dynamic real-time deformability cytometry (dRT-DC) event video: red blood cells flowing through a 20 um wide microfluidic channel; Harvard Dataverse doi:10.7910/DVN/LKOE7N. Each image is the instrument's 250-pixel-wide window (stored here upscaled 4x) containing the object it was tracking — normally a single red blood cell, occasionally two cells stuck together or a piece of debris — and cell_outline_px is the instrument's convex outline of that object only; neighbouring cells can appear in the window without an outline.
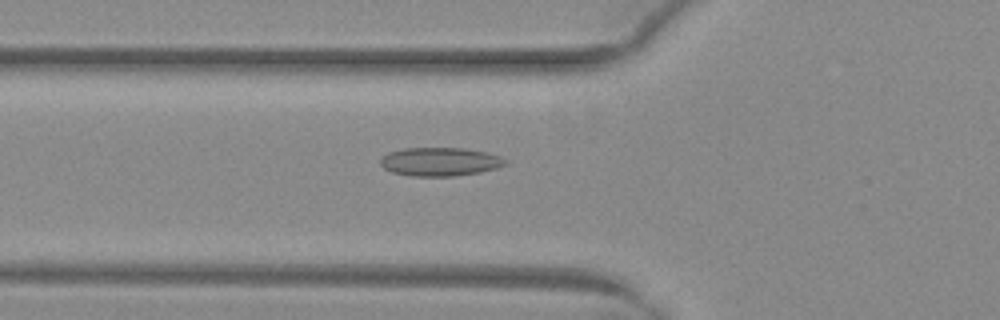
{"species": "common noctule bat (a hibernating species)", "species_latin": "Nyctalus noctula", "temperature_condition": "warm", "stored_images_in_passage": 47, "camera_frame_rate_fps": 3000, "um_per_image_px": 0.085, "animal": {"sex": "female", "body_mass_g": 29.2, "forearm_length_mm": 56.3}, "frame": {"image": 1, "passage_image": 15, "time_ms": 4.667, "image_size_px": [1000, 320], "cell_outline_px": [[508, 164], [496, 168], [480, 172], [456, 176], [412, 176], [392, 172], [384, 168], [380, 164], [380, 160], [388, 152], [404, 148], [464, 148], [484, 152], [500, 156], [508, 160]], "centroid_in_image_um": [37.42, 13.75], "position_along_channel_um": 88.4, "area_um2": 20.81}}
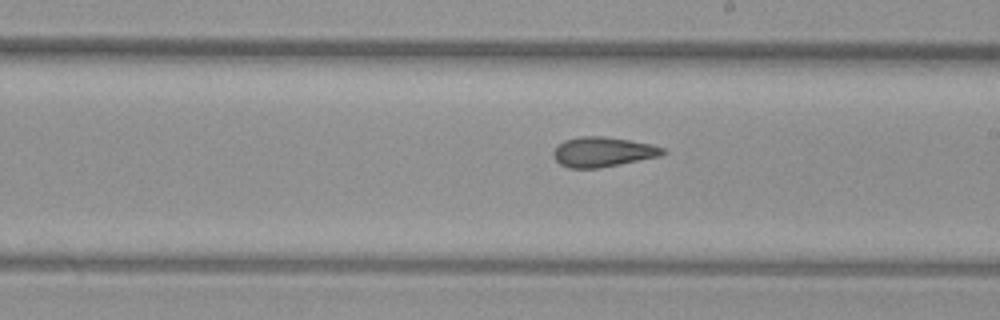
{"frame": {"image": 2, "passage_image": 26, "time_ms": 8.333, "image_size_px": [1000, 320], "cell_outline_px": [[664, 152], [660, 156], [600, 168], [568, 168], [560, 164], [552, 156], [552, 152], [564, 140], [580, 136], [604, 136], [652, 144], [664, 148]], "centroid_in_image_um": [51.21, 12.91], "position_along_channel_um": 237.8, "area_um2": 18.96}}
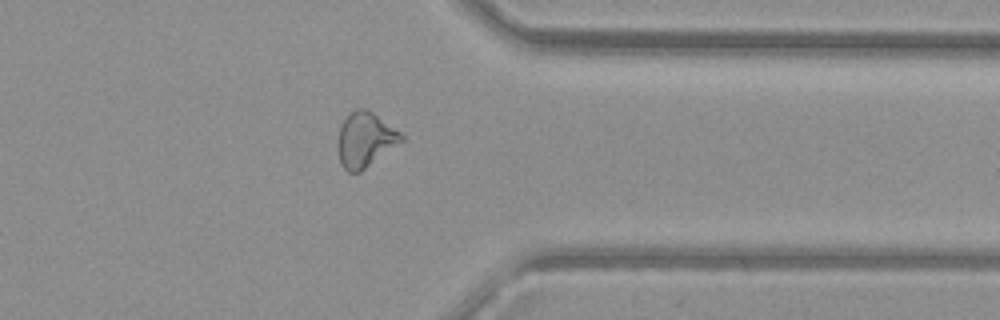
{"frame": {"image": 3, "passage_image": 37, "time_ms": 12.0, "image_size_px": [1000, 320], "cell_outline_px": [[404, 140], [360, 172], [348, 172], [340, 164], [336, 144], [340, 128], [348, 112], [356, 108], [364, 108], [372, 112], [400, 132], [404, 136]], "centroid_in_image_um": [31.0, 11.87], "position_along_channel_um": 380.4, "area_um2": 20.29}, "authors_computed_cell_mechanics": {"area_um2": 20.2878, "velocity_mm_per_s": 4.0582, "shape_relaxation_time_tau1_ms": null, "shape_relaxation_time_tau2_ms": 2.6155, "deformation_change_tau1": null, "deformation_change_tau2": 0.1155}}